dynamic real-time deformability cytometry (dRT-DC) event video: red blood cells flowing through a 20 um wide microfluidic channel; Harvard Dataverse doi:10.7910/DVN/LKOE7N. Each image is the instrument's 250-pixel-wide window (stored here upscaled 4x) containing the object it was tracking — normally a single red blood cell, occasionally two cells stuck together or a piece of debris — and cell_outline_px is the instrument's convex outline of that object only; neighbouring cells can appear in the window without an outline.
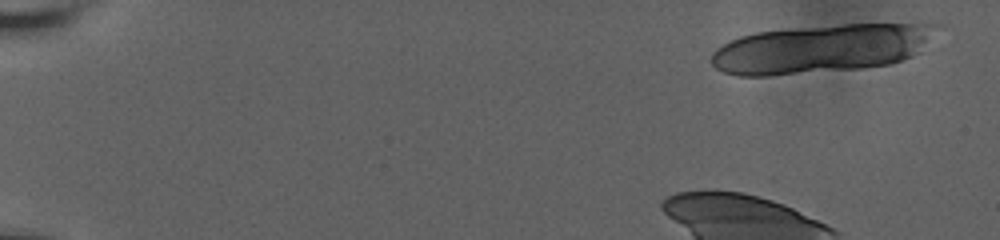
{"species": "human", "species_latin": "Homo sapiens", "temperature_condition": "room temperature", "stored_images_in_passage": 10, "camera_frame_rate_fps": 3000, "um_per_image_px": 0.085, "donor": {"sex": "male"}, "frame": {"image": 1, "passage_image": 1, "time_ms": 0.0, "image_size_px": [1000, 240], "cell_outline_px": [[944, 28], [912, 56], [888, 64], [864, 68], [768, 76], [736, 76], [724, 72], [716, 68], [712, 64], [712, 52], [716, 48], [740, 36], [756, 32], [844, 24], [944, 24]], "centroid_in_image_um": [69.83, 4.13], "position_along_channel_um": 15.2, "area_um2": 63.64}}